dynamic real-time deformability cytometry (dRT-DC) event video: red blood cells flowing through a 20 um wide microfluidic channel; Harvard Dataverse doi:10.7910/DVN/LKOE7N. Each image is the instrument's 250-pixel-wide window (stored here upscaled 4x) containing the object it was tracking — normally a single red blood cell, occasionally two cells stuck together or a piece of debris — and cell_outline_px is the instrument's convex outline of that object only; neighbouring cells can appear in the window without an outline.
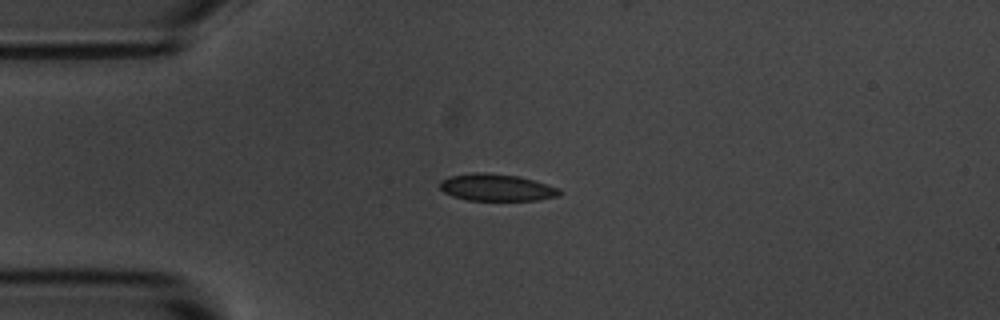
{"species": "common noctule bat (a hibernating species)", "species_latin": "Nyctalus noctula", "temperature_condition": "room temperature", "stored_images_in_passage": 42, "camera_frame_rate_fps": 3000, "um_per_image_px": 0.085, "animal": {"sex": "male", "body_mass_g": 20.1, "forearm_length_mm": 53.5}, "frame": {"image": 1, "passage_image": 1, "time_ms": 0.0, "image_size_px": [1000, 320], "cell_outline_px": [[560, 192], [556, 196], [536, 200], [468, 200], [452, 196], [444, 192], [440, 188], [440, 180], [448, 176], [472, 172], [484, 172], [516, 176], [532, 180], [560, 188]], "centroid_in_image_um": [42.14, 15.93], "position_along_channel_um": 42.9, "area_um2": 18.67}}
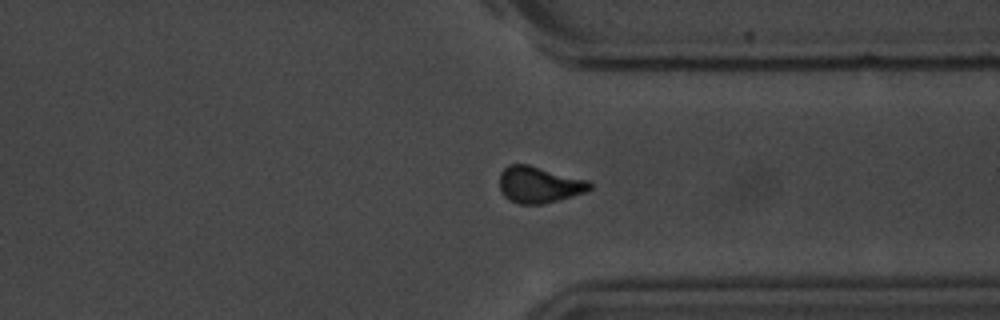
{"frame": {"image": 2, "passage_image": 29, "time_ms": 9.333, "image_size_px": [1000, 320], "cell_outline_px": [[592, 188], [584, 192], [572, 196], [540, 204], [520, 204], [504, 196], [500, 192], [500, 172], [508, 164], [528, 164], [588, 180], [592, 184]], "centroid_in_image_um": [45.8, 15.68], "position_along_channel_um": 365.6, "area_um2": 19.02}}
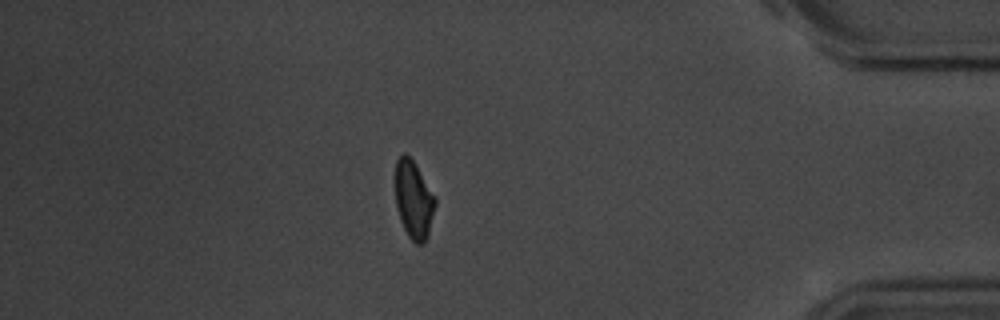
{"frame": {"image": 3, "passage_image": 35, "time_ms": 11.333, "image_size_px": [1000, 320], "cell_outline_px": [[436, 204], [428, 236], [424, 244], [416, 244], [408, 236], [400, 220], [396, 208], [396, 160], [404, 152], [416, 164], [436, 196]], "centroid_in_image_um": [35.18, 16.99], "position_along_channel_um": 400.0, "area_um2": 18.26}, "authors_computed_cell_mechanics": {"area_um2": 18.7561, "velocity_mm_per_s": 3.6632, "shape_relaxation_time_tau1_ms": 2.8341, "shape_relaxation_time_tau2_ms": 1.1769, "deformation_change_tau1": 0.1087, "deformation_change_tau2": 0.0648}}